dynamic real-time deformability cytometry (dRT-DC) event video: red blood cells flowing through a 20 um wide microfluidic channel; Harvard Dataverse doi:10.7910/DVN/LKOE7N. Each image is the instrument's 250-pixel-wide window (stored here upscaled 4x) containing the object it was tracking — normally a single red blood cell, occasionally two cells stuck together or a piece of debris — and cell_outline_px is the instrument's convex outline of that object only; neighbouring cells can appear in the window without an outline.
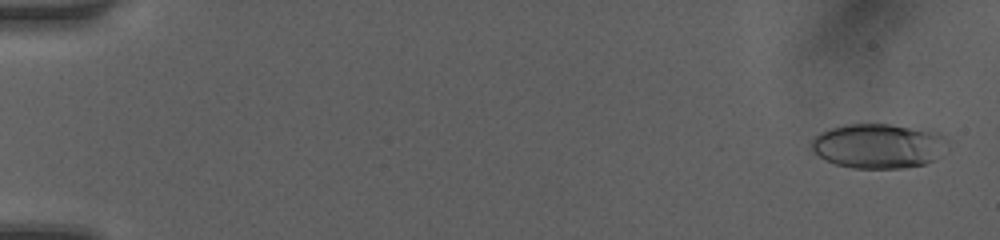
{"species": "human", "species_latin": "Homo sapiens", "temperature_condition": "room temperature", "stored_images_in_passage": 50, "camera_frame_rate_fps": 3000, "um_per_image_px": 0.085, "donor": {"sex": "female"}, "frame": {"image": 1, "passage_image": 2, "time_ms": 0.333, "image_size_px": [1000, 240], "cell_outline_px": [[948, 140], [932, 160], [924, 164], [900, 168], [852, 168], [836, 164], [820, 156], [812, 148], [812, 140], [820, 132], [844, 124], [888, 124], [932, 128], [940, 132]], "centroid_in_image_um": [74.69, 12.37], "position_along_channel_um": 10.3, "area_um2": 35.32}}
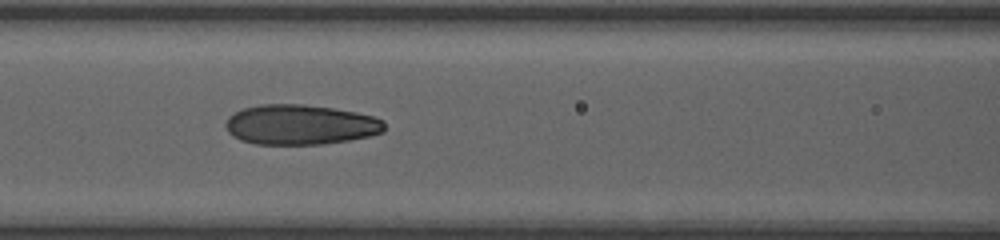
{"frame": {"image": 2, "passage_image": 23, "time_ms": 7.333, "image_size_px": [1000, 240], "cell_outline_px": [[384, 132], [368, 136], [348, 140], [324, 144], [256, 144], [240, 140], [232, 136], [228, 132], [224, 124], [228, 116], [244, 108], [260, 104], [304, 104], [332, 108], [356, 112], [372, 116], [384, 120]], "centroid_in_image_um": [25.5, 10.6], "position_along_channel_um": 141.1, "area_um2": 37.11}}
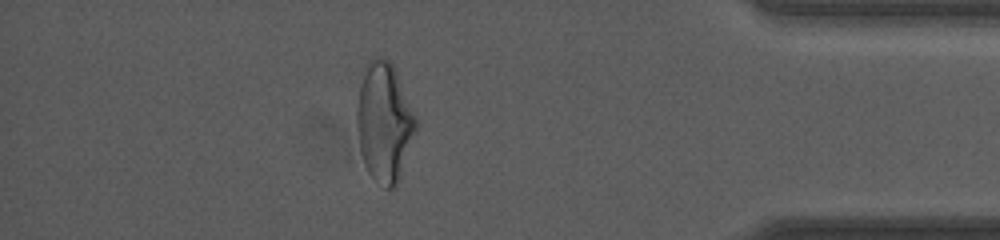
{"frame": {"image": 3, "passage_image": 44, "time_ms": 14.333, "image_size_px": [1000, 240], "cell_outline_px": [[416, 128], [396, 188], [384, 188], [368, 172], [364, 164], [360, 148], [356, 128], [356, 108], [360, 84], [364, 64], [372, 56], [380, 56], [388, 60], [392, 64], [396, 72], [416, 116]], "centroid_in_image_um": [32.63, 10.35], "position_along_channel_um": 402.6, "area_um2": 40.98}, "authors_computed_cell_mechanics": {"area_um2": 36.2406, "velocity_mm_per_s": 4.2177, "shape_relaxation_time_tau1_ms": 7.1266, "shape_relaxation_time_tau2_ms": 1.1938, "deformation_change_tau1": 0.2322, "deformation_change_tau2": 0.0812}}